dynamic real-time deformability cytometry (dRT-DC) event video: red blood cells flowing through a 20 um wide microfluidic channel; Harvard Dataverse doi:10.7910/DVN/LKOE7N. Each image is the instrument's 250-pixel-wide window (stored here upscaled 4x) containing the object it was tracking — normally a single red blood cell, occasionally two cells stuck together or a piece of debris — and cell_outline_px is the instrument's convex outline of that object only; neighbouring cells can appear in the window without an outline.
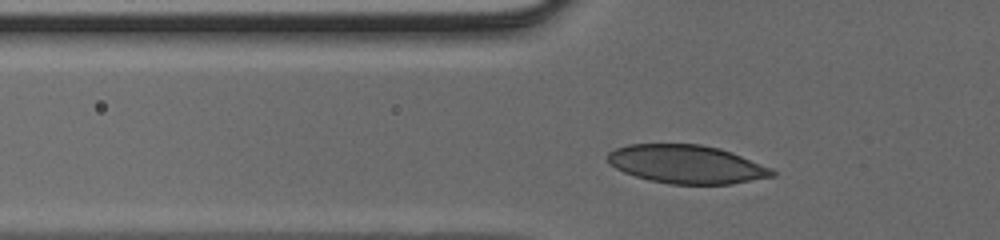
{"species": "human", "species_latin": "Homo sapiens", "temperature_condition": "cold", "stored_images_in_passage": 31, "camera_frame_rate_fps": 3000, "um_per_image_px": 0.085, "donor": {"sex": "male"}, "frame": {"image": 1, "passage_image": 6, "time_ms": 1.667, "image_size_px": [1000, 240], "cell_outline_px": [[776, 176], [732, 184], [668, 184], [648, 180], [624, 172], [616, 168], [608, 160], [608, 152], [616, 148], [628, 144], [700, 144], [720, 148], [732, 152], [772, 168], [776, 172]], "centroid_in_image_um": [58.4, 13.96], "position_along_channel_um": 67.4, "area_um2": 36.93}}
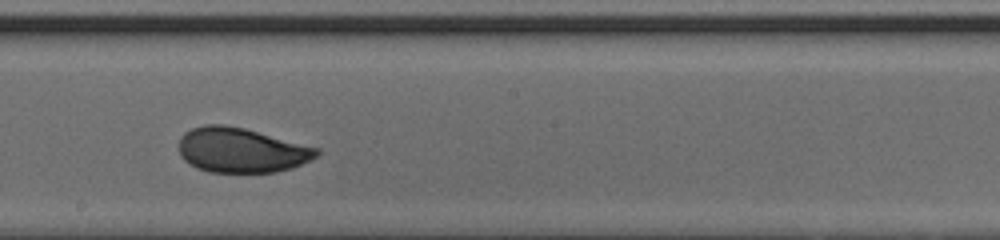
{"frame": {"image": 2, "passage_image": 17, "time_ms": 5.333, "image_size_px": [1000, 240], "cell_outline_px": [[320, 152], [316, 156], [292, 168], [276, 172], [208, 172], [196, 168], [188, 164], [180, 156], [180, 136], [184, 132], [192, 128], [204, 124], [224, 124], [244, 128], [320, 148]], "centroid_in_image_um": [20.48, 12.76], "position_along_channel_um": 227.7, "area_um2": 36.07}}
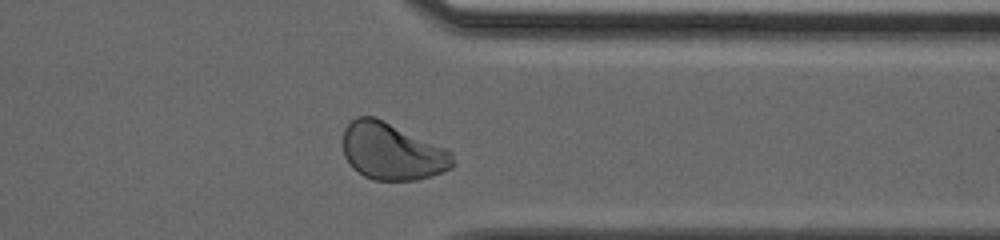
{"frame": {"image": 3, "passage_image": 27, "time_ms": 8.667, "image_size_px": [1000, 240], "cell_outline_px": [[456, 164], [452, 168], [416, 180], [372, 180], [364, 176], [352, 168], [344, 156], [344, 128], [356, 116], [376, 116], [448, 148], [452, 152]], "centroid_in_image_um": [33.35, 12.86], "position_along_channel_um": 378.1, "area_um2": 36.93}}